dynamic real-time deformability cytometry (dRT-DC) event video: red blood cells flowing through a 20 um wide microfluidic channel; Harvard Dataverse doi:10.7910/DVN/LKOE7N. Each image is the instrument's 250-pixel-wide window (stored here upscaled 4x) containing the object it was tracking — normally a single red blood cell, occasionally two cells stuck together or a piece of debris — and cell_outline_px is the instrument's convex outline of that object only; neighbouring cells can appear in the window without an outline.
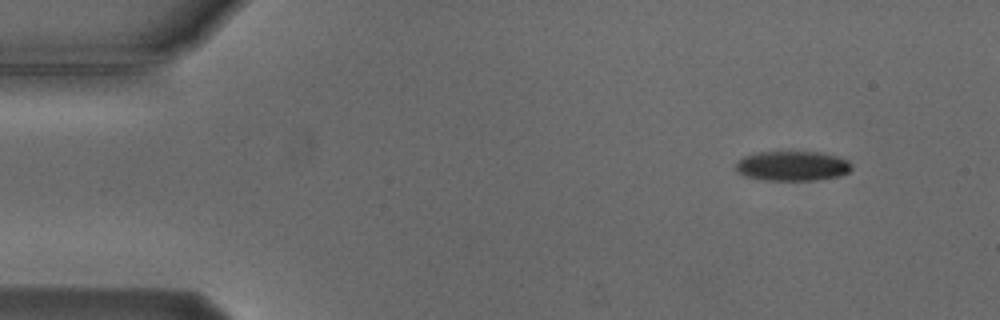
{"species": "Egyptian fruit bat (a non-hibernating species)", "species_latin": "Rousettus aegyptiacus", "temperature_condition": "cold", "stored_images_in_passage": 3, "camera_frame_rate_fps": 3000, "um_per_image_px": 0.085, "animal": {"sex": "male"}, "frame": {"image": 1, "passage_image": 1, "time_ms": 0.0, "image_size_px": [1000, 320], "cell_outline_px": [[852, 168], [848, 172], [840, 176], [812, 180], [764, 180], [744, 176], [736, 172], [736, 164], [744, 156], [756, 152], [820, 152], [836, 156], [848, 160], [852, 164]], "centroid_in_image_um": [67.35, 14.11], "position_along_channel_um": 17.7, "area_um2": 20.11}}